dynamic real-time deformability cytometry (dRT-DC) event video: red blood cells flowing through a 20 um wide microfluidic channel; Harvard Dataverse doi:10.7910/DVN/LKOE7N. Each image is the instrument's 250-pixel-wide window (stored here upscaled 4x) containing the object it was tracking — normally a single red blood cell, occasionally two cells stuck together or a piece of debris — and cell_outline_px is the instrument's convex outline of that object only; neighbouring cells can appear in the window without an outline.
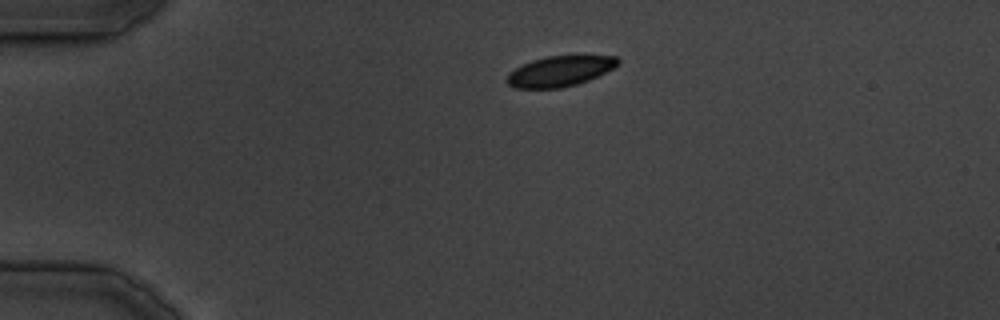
{"species": "common noctule bat (a hibernating species)", "species_latin": "Nyctalus noctula", "temperature_condition": "cold", "stored_images_in_passage": 6, "camera_frame_rate_fps": 3000, "um_per_image_px": 0.085, "animal": {"sex": "male", "body_mass_g": 19.5, "forearm_length_mm": 54.6}, "frame": {"image": 1, "passage_image": 1, "time_ms": 0.0, "image_size_px": [1000, 320], "cell_outline_px": [[620, 64], [588, 80], [576, 84], [560, 88], [516, 88], [508, 84], [508, 72], [532, 60], [548, 56], [616, 56], [620, 60]], "centroid_in_image_um": [47.59, 6.05], "position_along_channel_um": 37.4, "area_um2": 19.31}}